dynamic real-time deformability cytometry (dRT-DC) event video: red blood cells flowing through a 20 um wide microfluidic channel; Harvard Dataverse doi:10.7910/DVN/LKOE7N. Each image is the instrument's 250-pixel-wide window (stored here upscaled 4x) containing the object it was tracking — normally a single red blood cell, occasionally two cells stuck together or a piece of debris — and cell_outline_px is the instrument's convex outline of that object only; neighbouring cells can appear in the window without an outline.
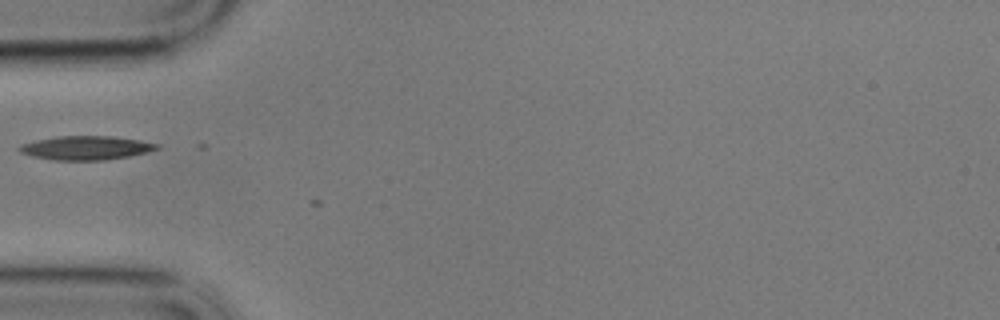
{"species": "common noctule bat (a hibernating species)", "species_latin": "Nyctalus noctula", "temperature_condition": "cold", "stored_images_in_passage": 2, "camera_frame_rate_fps": 3000, "um_per_image_px": 0.085, "animal": {"sex": "male", "body_mass_g": 17.9}, "frame": {"image": 1, "passage_image": 1, "time_ms": 0.0, "image_size_px": [1000, 320], "cell_outline_px": [[160, 148], [148, 152], [128, 156], [104, 160], [52, 160], [32, 156], [20, 152], [16, 148], [20, 144], [36, 140], [56, 136], [112, 136], [140, 140], [160, 144]], "centroid_in_image_um": [7.29, 12.56], "position_along_channel_um": 77.7, "area_um2": 19.25}}